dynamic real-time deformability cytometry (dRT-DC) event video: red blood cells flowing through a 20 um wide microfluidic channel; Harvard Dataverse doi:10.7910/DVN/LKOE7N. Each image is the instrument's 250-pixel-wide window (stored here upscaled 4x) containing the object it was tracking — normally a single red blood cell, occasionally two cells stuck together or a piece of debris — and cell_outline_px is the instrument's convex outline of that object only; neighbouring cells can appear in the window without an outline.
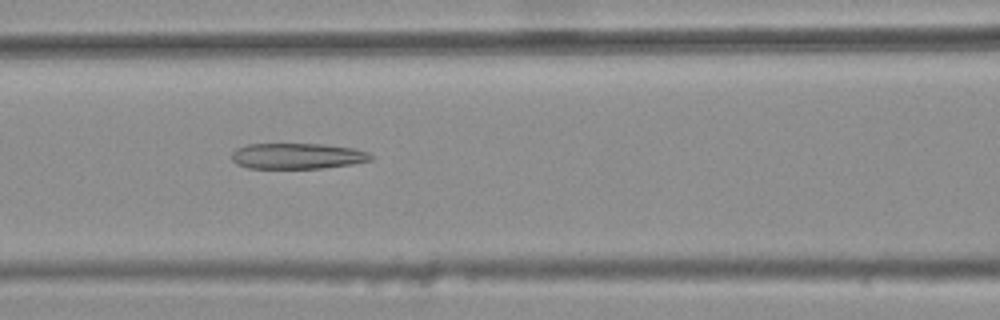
{"species": "common noctule bat (a hibernating species)", "species_latin": "Nyctalus noctula", "temperature_condition": "warm", "stored_images_in_passage": 41, "camera_frame_rate_fps": 3000, "um_per_image_px": 0.085, "animal": {"sex": "female", "body_mass_g": 25.1}, "frame": {"image": 1, "passage_image": 16, "time_ms": 5.0, "image_size_px": [1000, 320], "cell_outline_px": [[372, 160], [352, 164], [320, 168], [248, 168], [236, 164], [232, 160], [232, 152], [236, 148], [248, 144], [320, 144], [352, 148], [368, 152], [372, 156]], "centroid_in_image_um": [25.24, 13.26], "position_along_channel_um": 141.4, "area_um2": 20.81}}
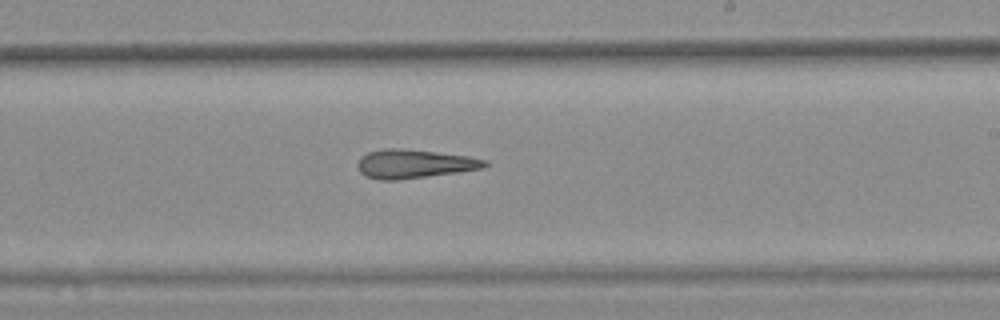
{"frame": {"image": 2, "passage_image": 25, "time_ms": 8.0, "image_size_px": [1000, 320], "cell_outline_px": [[488, 164], [484, 168], [456, 172], [396, 180], [380, 180], [364, 176], [360, 172], [360, 156], [368, 152], [384, 148], [400, 148], [436, 152], [468, 156], [484, 160]], "centroid_in_image_um": [35.18, 13.92], "position_along_channel_um": 253.8, "area_um2": 20.98}}
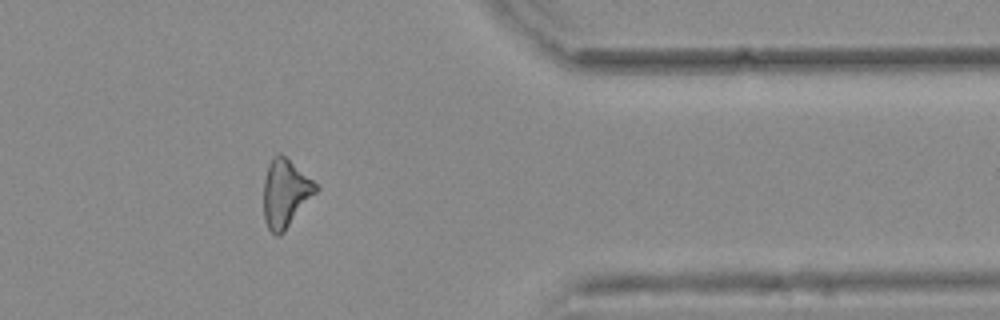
{"frame": {"image": 3, "passage_image": 37, "time_ms": 12.0, "image_size_px": [1000, 320], "cell_outline_px": [[320, 188], [284, 232], [280, 236], [276, 236], [268, 228], [264, 220], [264, 180], [268, 164], [272, 156], [280, 152], [312, 180]], "centroid_in_image_um": [24.24, 16.43], "position_along_channel_um": 387.2, "area_um2": 20.58}, "authors_computed_cell_mechanics": {"area_um2": 21.1548, "velocity_mm_per_s": 3.7615, "shape_relaxation_time_tau1_ms": null, "shape_relaxation_time_tau2_ms": 10.6082, "deformation_change_tau1": null, "deformation_change_tau2": 0.306}}